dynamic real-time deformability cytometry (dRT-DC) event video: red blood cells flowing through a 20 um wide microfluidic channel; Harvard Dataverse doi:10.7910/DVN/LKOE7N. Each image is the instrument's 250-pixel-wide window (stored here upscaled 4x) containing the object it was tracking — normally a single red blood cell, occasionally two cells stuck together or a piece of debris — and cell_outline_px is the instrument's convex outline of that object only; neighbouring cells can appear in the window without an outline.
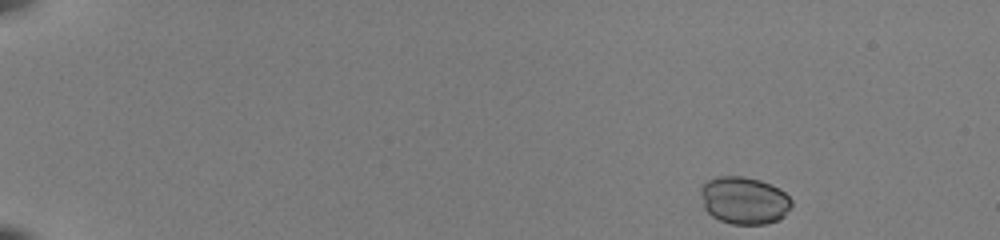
{"species": "common noctule bat (a hibernating species)", "species_latin": "Nyctalus noctula", "temperature_condition": "room temperature", "stored_images_in_passage": 47, "camera_frame_rate_fps": 3000, "um_per_image_px": 0.085, "animal": {"sex": "female", "body_mass_g": 22.0, "forearm_length_mm": 56.7}, "frame": {"image": 1, "passage_image": 1, "time_ms": 0.0, "image_size_px": [1000, 240], "cell_outline_px": [[792, 204], [784, 216], [776, 220], [764, 224], [732, 224], [720, 220], [712, 216], [704, 208], [700, 192], [700, 184], [716, 176], [744, 176], [760, 180], [772, 184], [780, 188], [792, 200]], "centroid_in_image_um": [63.23, 17.01], "position_along_channel_um": 21.8, "area_um2": 25.32}}
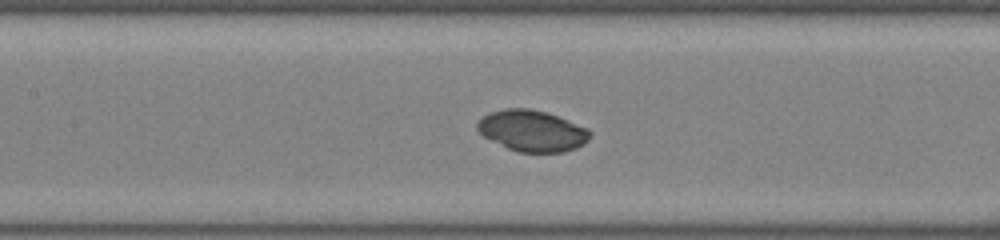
{"frame": {"image": 2, "passage_image": 22, "time_ms": 7.0, "image_size_px": [1000, 240], "cell_outline_px": [[592, 136], [584, 144], [576, 148], [564, 152], [520, 152], [508, 148], [484, 136], [476, 128], [476, 124], [484, 116], [492, 112], [504, 108], [528, 108], [544, 112], [556, 116], [588, 128], [592, 132]], "centroid_in_image_um": [45.27, 11.12], "position_along_channel_um": 162.1, "area_um2": 26.76}}
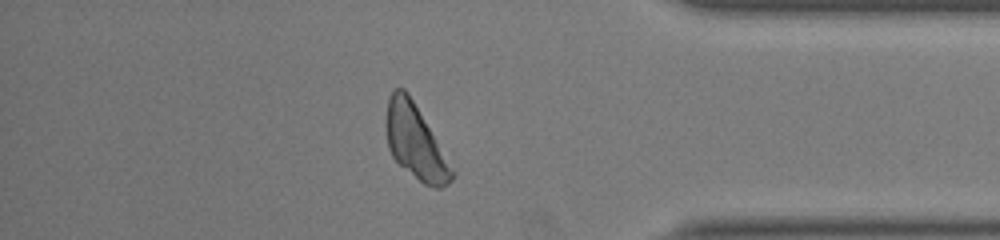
{"frame": {"image": 3, "passage_image": 41, "time_ms": 13.333, "image_size_px": [1000, 240], "cell_outline_px": [[456, 172], [452, 180], [448, 184], [440, 188], [436, 188], [424, 184], [400, 164], [392, 156], [388, 148], [384, 124], [384, 120], [388, 96], [396, 88], [404, 88], [408, 92]], "centroid_in_image_um": [35.28, 12.04], "position_along_channel_um": 399.9, "area_um2": 28.5}}